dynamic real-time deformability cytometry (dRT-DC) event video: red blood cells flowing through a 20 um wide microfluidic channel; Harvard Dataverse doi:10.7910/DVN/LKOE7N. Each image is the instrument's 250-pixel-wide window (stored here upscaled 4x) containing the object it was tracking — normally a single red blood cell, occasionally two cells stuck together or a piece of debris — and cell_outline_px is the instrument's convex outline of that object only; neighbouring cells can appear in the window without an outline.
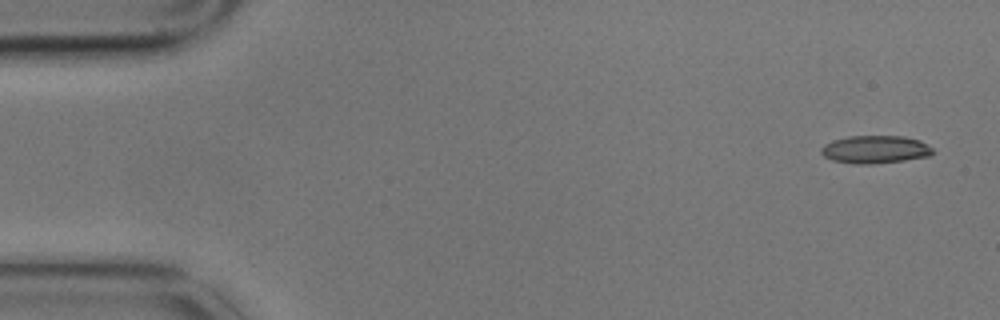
{"species": "common noctule bat (a hibernating species)", "species_latin": "Nyctalus noctula", "temperature_condition": "cold", "stored_images_in_passage": 4, "camera_frame_rate_fps": 3000, "um_per_image_px": 0.085, "animal": {"sex": "male", "body_mass_g": 17.9}, "frame": {"image": 1, "passage_image": 1, "time_ms": 0.0, "image_size_px": [1000, 320], "cell_outline_px": [[932, 152], [928, 156], [904, 160], [872, 164], [856, 164], [832, 160], [824, 156], [820, 152], [820, 148], [824, 144], [832, 140], [848, 136], [904, 136], [920, 140], [932, 148]], "centroid_in_image_um": [74.34, 12.7], "position_along_channel_um": 10.7, "area_um2": 18.09}}
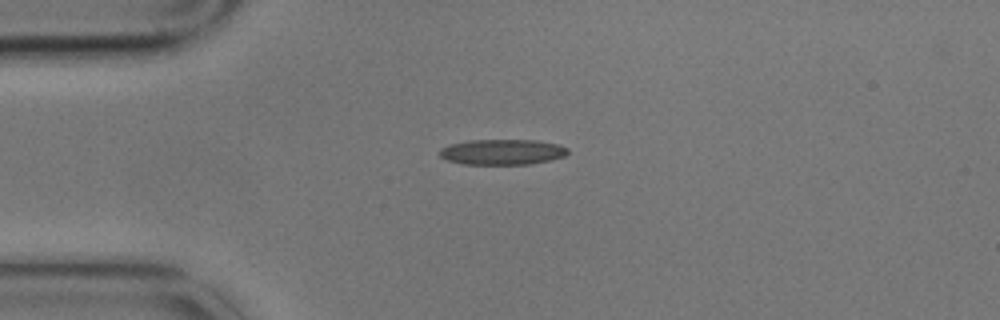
{"frame": {"image": 2, "passage_image": 4, "time_ms": 1.0, "image_size_px": [1000, 320], "cell_outline_px": [[568, 152], [564, 156], [548, 160], [528, 164], [464, 164], [444, 160], [440, 156], [440, 148], [448, 144], [468, 140], [536, 140], [560, 144], [568, 148]], "centroid_in_image_um": [42.66, 12.91], "position_along_channel_um": 42.3, "area_um2": 19.13}}